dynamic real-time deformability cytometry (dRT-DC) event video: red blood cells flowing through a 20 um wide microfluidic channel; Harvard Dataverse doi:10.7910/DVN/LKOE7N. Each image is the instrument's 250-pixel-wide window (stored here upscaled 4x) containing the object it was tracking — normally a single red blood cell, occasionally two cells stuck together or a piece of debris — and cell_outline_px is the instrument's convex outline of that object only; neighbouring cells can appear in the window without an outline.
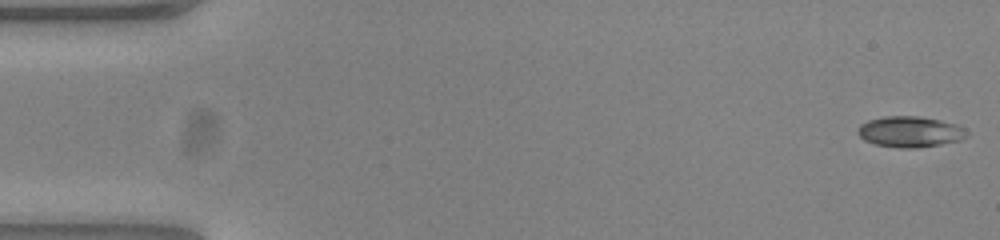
{"species": "common noctule bat (a hibernating species)", "species_latin": "Nyctalus noctula", "temperature_condition": "warm", "stored_images_in_passage": 53, "camera_frame_rate_fps": 3000, "um_per_image_px": 0.085, "animal": {"sex": "female", "body_mass_g": 23.0, "forearm_length_mm": 53.4}, "frame": {"image": 1, "passage_image": 1, "time_ms": 0.0, "image_size_px": [1000, 240], "cell_outline_px": [[968, 136], [960, 140], [940, 144], [916, 148], [904, 148], [876, 144], [864, 140], [856, 132], [860, 124], [868, 120], [884, 116], [916, 116], [940, 120], [956, 124], [964, 128], [968, 132]], "centroid_in_image_um": [77.35, 11.19], "position_along_channel_um": 7.7, "area_um2": 19.54}}
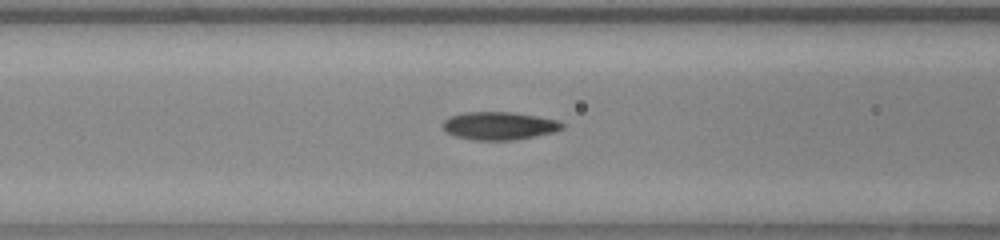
{"frame": {"image": 2, "passage_image": 21, "time_ms": 6.667, "image_size_px": [1000, 240], "cell_outline_px": [[564, 128], [552, 132], [512, 140], [476, 140], [456, 136], [444, 132], [444, 120], [452, 116], [464, 112], [512, 112], [536, 116], [556, 120], [564, 124]], "centroid_in_image_um": [42.41, 10.69], "position_along_channel_um": 124.2, "area_um2": 19.13}}
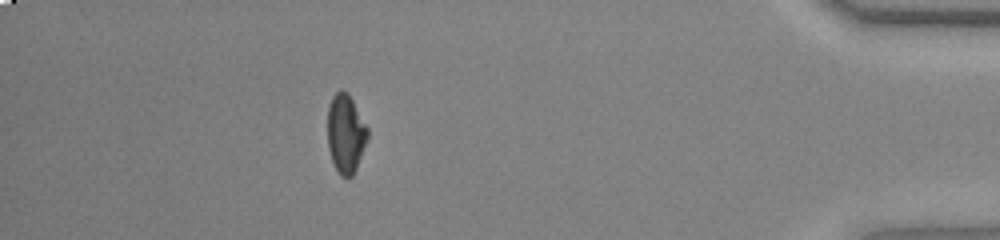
{"frame": {"image": 3, "passage_image": 47, "time_ms": 15.333, "image_size_px": [1000, 240], "cell_outline_px": [[368, 136], [356, 168], [352, 176], [340, 176], [332, 160], [328, 148], [328, 108], [332, 96], [340, 88], [348, 92], [368, 128]], "centroid_in_image_um": [29.37, 11.31], "position_along_channel_um": 405.8, "area_um2": 18.21}, "authors_computed_cell_mechanics": {"area_um2": 18.785, "velocity_mm_per_s": 3.8589, "shape_relaxation_time_tau1_ms": 7.9467, "shape_relaxation_time_tau2_ms": 1.7047, "deformation_change_tau1": 0.2415, "deformation_change_tau2": 0.0768}}